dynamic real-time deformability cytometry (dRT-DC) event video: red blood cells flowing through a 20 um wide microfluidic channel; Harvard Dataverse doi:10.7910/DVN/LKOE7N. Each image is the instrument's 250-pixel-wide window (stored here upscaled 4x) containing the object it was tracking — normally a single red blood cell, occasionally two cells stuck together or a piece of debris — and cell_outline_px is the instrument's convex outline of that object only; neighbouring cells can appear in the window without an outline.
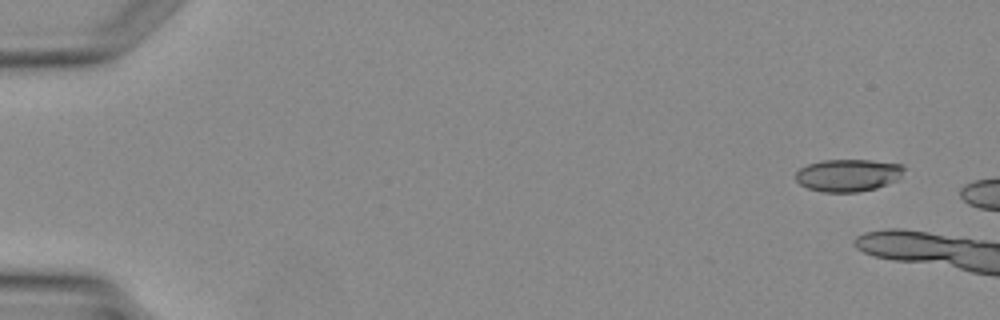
{"species": "Egyptian fruit bat (a non-hibernating species)", "species_latin": "Rousettus aegyptiacus", "temperature_condition": "warm", "stored_images_in_passage": 2, "camera_frame_rate_fps": 3000, "um_per_image_px": 0.085, "animal": {"sex": "female"}, "frame": {"image": 1, "passage_image": 1, "time_ms": 0.0, "image_size_px": [1000, 320], "cell_outline_px": [[904, 168], [900, 176], [896, 180], [876, 188], [856, 192], [824, 192], [808, 188], [800, 184], [796, 180], [796, 172], [800, 168], [808, 164], [820, 160], [872, 160], [904, 164]], "centroid_in_image_um": [72.08, 14.88], "position_along_channel_um": 12.9, "area_um2": 20.4}}